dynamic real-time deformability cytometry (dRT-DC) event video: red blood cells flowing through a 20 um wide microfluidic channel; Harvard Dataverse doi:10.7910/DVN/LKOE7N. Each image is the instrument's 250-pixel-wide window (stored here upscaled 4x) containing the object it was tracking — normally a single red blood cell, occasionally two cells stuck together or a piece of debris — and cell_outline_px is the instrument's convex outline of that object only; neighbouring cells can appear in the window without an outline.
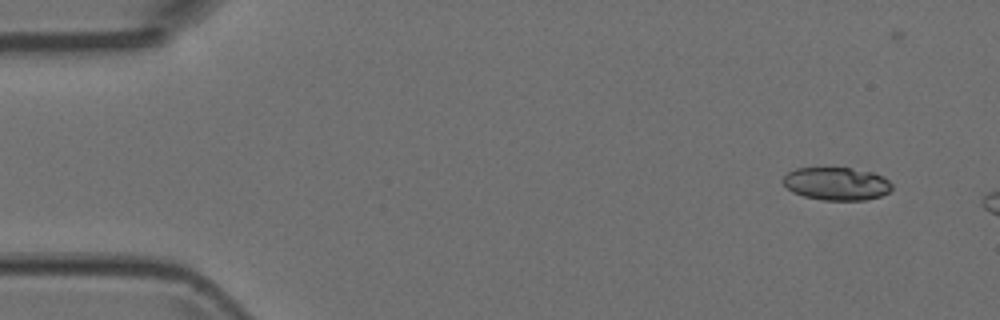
{"species": "Egyptian fruit bat (a non-hibernating species)", "species_latin": "Rousettus aegyptiacus", "temperature_condition": "room temperature", "stored_images_in_passage": 4, "camera_frame_rate_fps": 3000, "um_per_image_px": 0.085, "animal": {"sex": "female"}, "frame": {"image": 1, "passage_image": 2, "time_ms": 0.333, "image_size_px": [1000, 320], "cell_outline_px": [[892, 188], [888, 192], [880, 196], [868, 200], [824, 200], [804, 196], [792, 192], [780, 180], [788, 172], [796, 168], [848, 168], [872, 172], [884, 176], [892, 184]], "centroid_in_image_um": [71.11, 15.62], "position_along_channel_um": 13.9, "area_um2": 20.92}}